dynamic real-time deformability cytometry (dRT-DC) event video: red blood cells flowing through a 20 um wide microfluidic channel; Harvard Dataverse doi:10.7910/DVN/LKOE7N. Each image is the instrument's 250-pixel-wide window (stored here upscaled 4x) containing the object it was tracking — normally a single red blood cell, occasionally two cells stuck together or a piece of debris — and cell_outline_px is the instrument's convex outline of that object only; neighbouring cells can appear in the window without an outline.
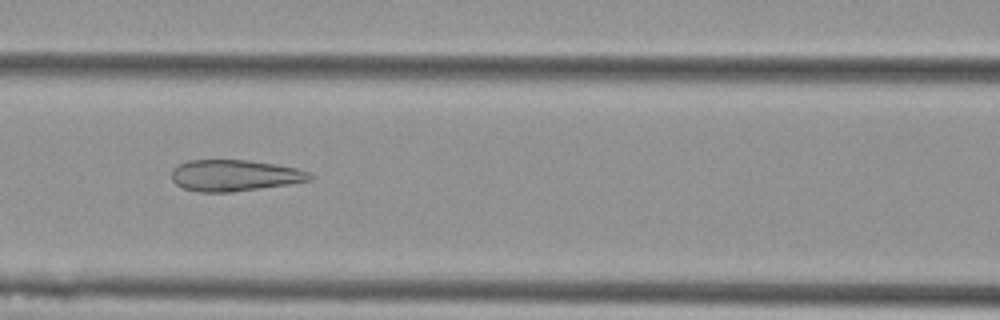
{"species": "Egyptian fruit bat (a non-hibernating species)", "species_latin": "Rousettus aegyptiacus", "temperature_condition": "cold", "stored_images_in_passage": 9, "camera_frame_rate_fps": 3000, "um_per_image_px": 0.085, "animal": {"sex": "female"}, "frame": {"image": 1, "passage_image": 7, "time_ms": 2.0, "image_size_px": [1000, 320], "cell_outline_px": [[316, 176], [312, 180], [288, 184], [232, 192], [200, 192], [184, 188], [176, 184], [172, 180], [172, 168], [176, 164], [188, 160], [248, 160], [276, 164], [296, 168], [308, 172]], "centroid_in_image_um": [19.93, 14.9], "position_along_channel_um": 146.7, "area_um2": 25.37}}
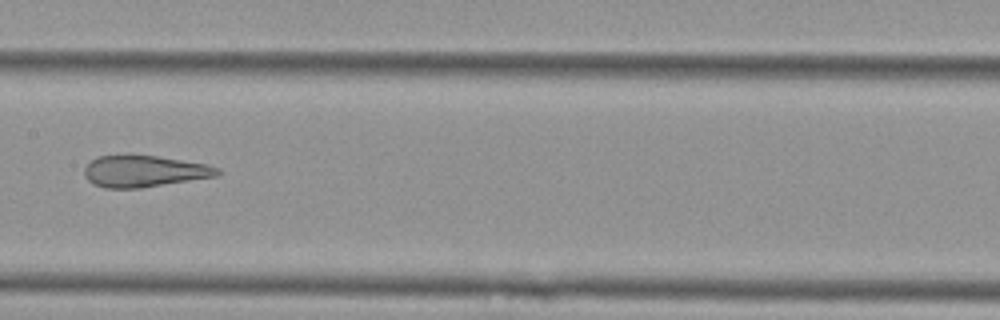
{"frame": {"image": 2, "passage_image": 8, "time_ms": 2.333, "image_size_px": [1000, 320], "cell_outline_px": [[220, 176], [140, 188], [104, 188], [92, 184], [84, 176], [84, 168], [96, 156], [156, 156], [208, 164], [220, 168]], "centroid_in_image_um": [12.29, 14.57], "position_along_channel_um": 195.1, "area_um2": 24.45}}
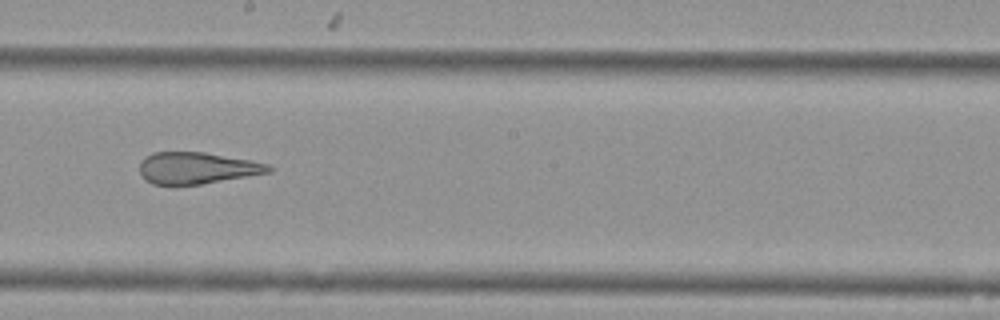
{"frame": {"image": 3, "passage_image": 9, "time_ms": 2.667, "image_size_px": [1000, 320], "cell_outline_px": [[272, 172], [200, 184], [172, 188], [152, 184], [144, 180], [140, 172], [140, 160], [144, 156], [152, 152], [204, 152], [252, 160], [268, 164], [272, 168]], "centroid_in_image_um": [16.66, 14.31], "position_along_channel_um": 231.5, "area_um2": 24.51}}